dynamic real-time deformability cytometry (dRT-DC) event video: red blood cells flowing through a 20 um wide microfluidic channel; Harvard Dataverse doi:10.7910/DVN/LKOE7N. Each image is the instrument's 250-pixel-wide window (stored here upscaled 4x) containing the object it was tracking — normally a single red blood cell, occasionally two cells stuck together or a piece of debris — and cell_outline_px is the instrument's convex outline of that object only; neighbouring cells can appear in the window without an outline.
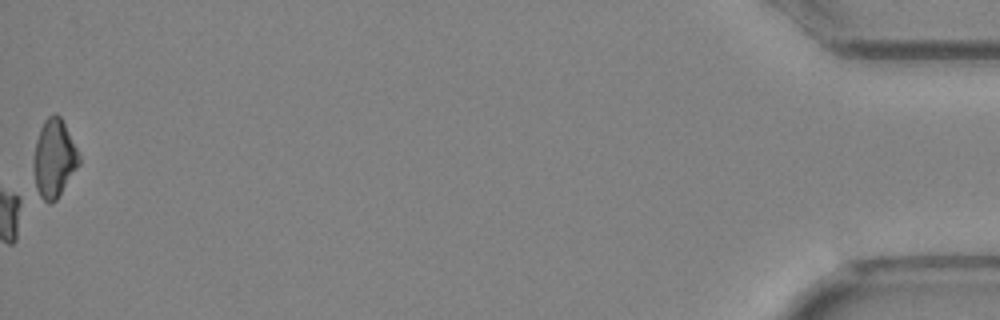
{"species": "Egyptian fruit bat (a non-hibernating species)", "species_latin": "Rousettus aegyptiacus", "temperature_condition": "cold", "stored_images_in_passage": 36, "camera_frame_rate_fps": 3000, "um_per_image_px": 0.085, "animal": {"sex": "female"}, "frame": {"image": 1, "passage_image": 36, "time_ms": 11.667, "image_size_px": [1000, 320], "cell_outline_px": [[80, 164], [56, 200], [48, 204], [36, 196], [32, 164], [36, 140], [40, 128], [44, 120], [48, 116], [56, 112], [60, 116], [80, 156]], "centroid_in_image_um": [4.55, 13.52], "position_along_channel_um": 430.6, "area_um2": 20.98}}